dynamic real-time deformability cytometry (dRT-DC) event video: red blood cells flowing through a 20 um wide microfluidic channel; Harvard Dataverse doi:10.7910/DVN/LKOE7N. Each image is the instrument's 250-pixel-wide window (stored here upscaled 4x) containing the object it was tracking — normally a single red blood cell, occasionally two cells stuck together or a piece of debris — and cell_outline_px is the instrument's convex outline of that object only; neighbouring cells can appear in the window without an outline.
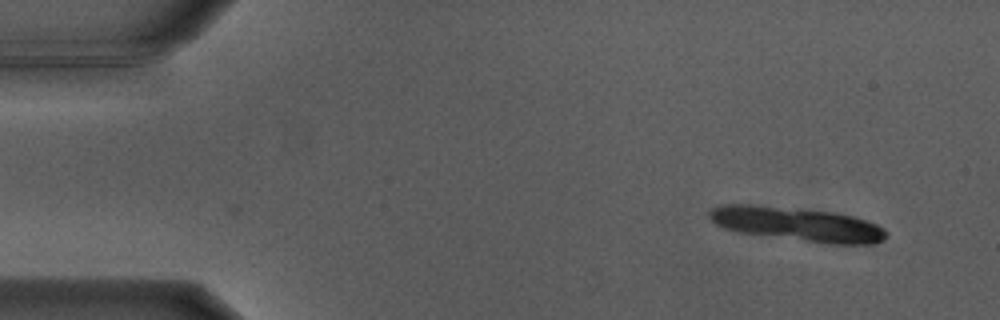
{"species": "Egyptian fruit bat (a non-hibernating species)", "species_latin": "Rousettus aegyptiacus", "temperature_condition": "warm", "stored_images_in_passage": 10, "camera_frame_rate_fps": 3000, "um_per_image_px": 0.085, "animal": {"sex": "male"}, "frame": {"image": 1, "passage_image": 1, "time_ms": 0.0, "image_size_px": [1000, 320], "cell_outline_px": [[888, 232], [884, 240], [872, 244], [832, 244], [740, 232], [724, 228], [716, 224], [708, 216], [708, 212], [712, 208], [720, 204], [752, 204], [836, 212], [852, 216], [876, 224], [884, 228]], "centroid_in_image_um": [67.76, 19.04], "position_along_channel_um": 17.2, "area_um2": 34.91}}
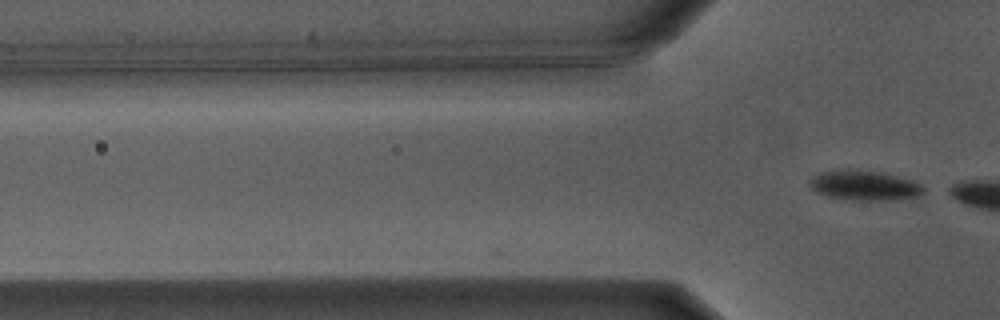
{"frame": {"image": 2, "passage_image": 10, "time_ms": 3.0, "image_size_px": [1000, 320], "cell_outline_px": [[924, 192], [916, 196], [880, 200], [852, 200], [828, 196], [812, 188], [812, 180], [820, 172], [848, 168], [880, 172], [912, 180], [920, 184], [924, 188]], "centroid_in_image_um": [73.49, 15.74], "position_along_channel_um": 52.3, "area_um2": 19.25}}